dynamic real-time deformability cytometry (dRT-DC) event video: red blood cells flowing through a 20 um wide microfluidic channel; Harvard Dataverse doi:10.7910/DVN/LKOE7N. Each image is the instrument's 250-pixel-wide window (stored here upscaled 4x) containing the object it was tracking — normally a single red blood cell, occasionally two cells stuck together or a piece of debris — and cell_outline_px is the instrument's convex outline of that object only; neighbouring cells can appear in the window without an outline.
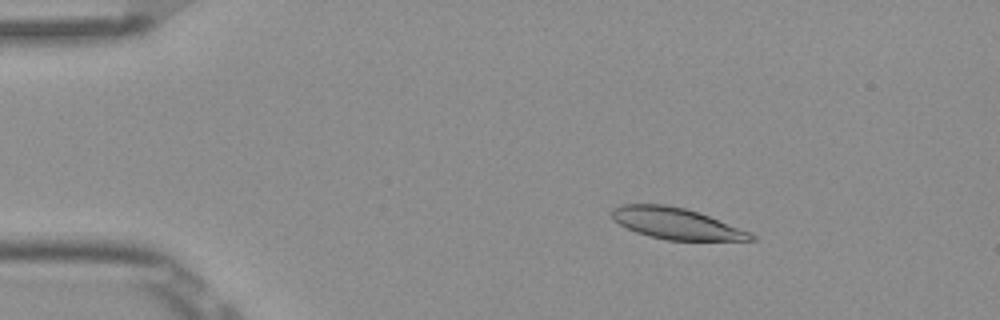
{"species": "Egyptian fruit bat (a non-hibernating species)", "species_latin": "Rousettus aegyptiacus", "temperature_condition": "room temperature", "stored_images_in_passage": 4, "camera_frame_rate_fps": 3000, "um_per_image_px": 0.085, "frame": {"image": 1, "passage_image": 3, "time_ms": 0.667, "image_size_px": [1000, 320], "cell_outline_px": [[756, 240], [668, 240], [648, 236], [636, 232], [620, 224], [612, 216], [612, 208], [620, 204], [664, 204], [684, 208], [708, 216], [748, 232], [756, 236]], "centroid_in_image_um": [57.42, 18.99], "position_along_channel_um": 27.6, "area_um2": 24.8}}